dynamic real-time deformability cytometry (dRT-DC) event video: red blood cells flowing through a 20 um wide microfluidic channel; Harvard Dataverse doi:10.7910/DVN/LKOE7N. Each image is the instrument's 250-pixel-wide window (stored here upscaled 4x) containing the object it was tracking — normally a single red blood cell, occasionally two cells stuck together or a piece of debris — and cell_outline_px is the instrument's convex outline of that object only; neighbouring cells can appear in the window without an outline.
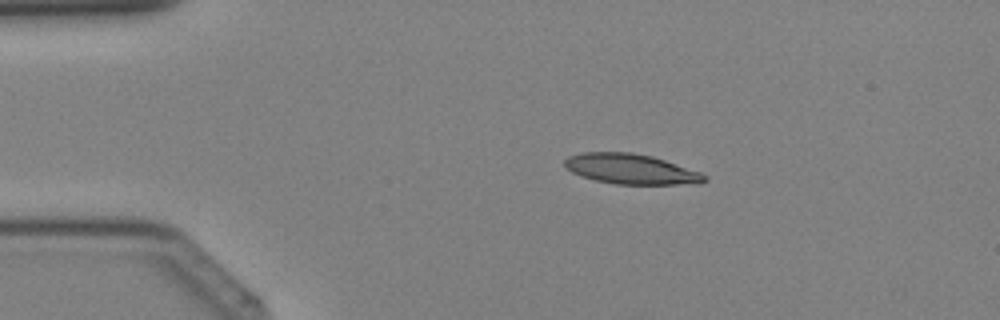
{"species": "Egyptian fruit bat (a non-hibernating species)", "species_latin": "Rousettus aegyptiacus", "temperature_condition": "cold", "stored_images_in_passage": 17, "camera_frame_rate_fps": 3000, "um_per_image_px": 0.085, "animal": {"sex": "female"}, "frame": {"image": 1, "passage_image": 3, "time_ms": 0.667, "image_size_px": [1000, 320], "cell_outline_px": [[708, 180], [700, 184], [616, 184], [596, 180], [580, 176], [572, 172], [564, 164], [564, 160], [568, 156], [584, 152], [632, 152], [652, 156], [700, 172], [708, 176]], "centroid_in_image_um": [53.65, 14.37], "position_along_channel_um": 31.3, "area_um2": 24.57}}
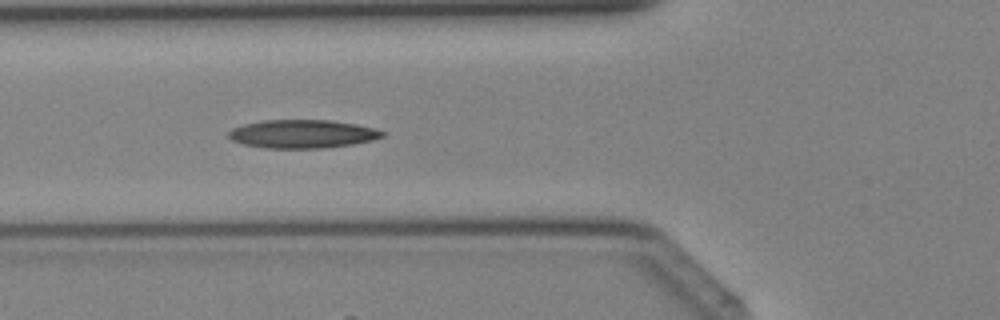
{"frame": {"image": 2, "passage_image": 10, "time_ms": 3.0, "image_size_px": [1000, 320], "cell_outline_px": [[384, 136], [372, 140], [352, 144], [324, 148], [264, 148], [244, 144], [232, 140], [228, 136], [228, 132], [232, 128], [244, 124], [264, 120], [332, 120], [356, 124], [376, 128], [384, 132]], "centroid_in_image_um": [25.71, 11.38], "position_along_channel_um": 100.1, "area_um2": 25.43}}
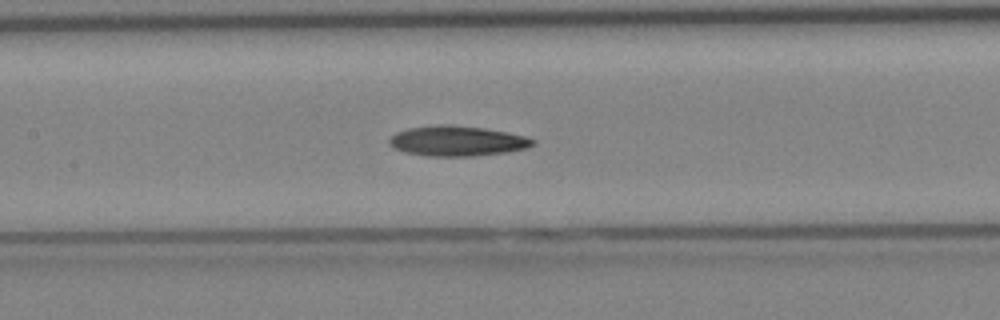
{"frame": {"image": 3, "passage_image": 14, "time_ms": 4.333, "image_size_px": [1000, 320], "cell_outline_px": [[536, 144], [528, 148], [508, 152], [476, 156], [428, 156], [404, 152], [392, 148], [388, 144], [388, 140], [396, 132], [408, 128], [436, 124], [448, 124], [484, 128], [524, 136], [536, 140]], "centroid_in_image_um": [38.84, 11.99], "position_along_channel_um": 168.6, "area_um2": 25.49}}